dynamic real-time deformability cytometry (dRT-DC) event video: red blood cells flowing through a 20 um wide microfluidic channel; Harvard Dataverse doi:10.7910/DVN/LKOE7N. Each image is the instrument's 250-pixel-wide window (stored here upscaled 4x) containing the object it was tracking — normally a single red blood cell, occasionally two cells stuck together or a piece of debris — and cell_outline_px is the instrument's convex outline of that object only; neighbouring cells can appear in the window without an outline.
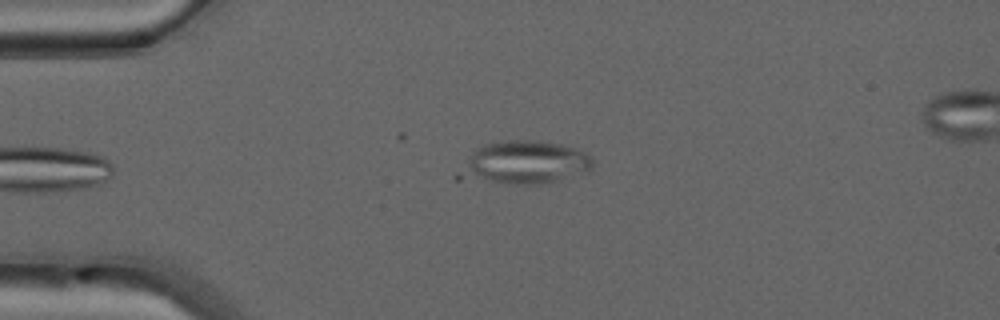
{"species": "common noctule bat (a hibernating species)", "species_latin": "Nyctalus noctula", "temperature_condition": "warm", "stored_images_in_passage": 9, "camera_frame_rate_fps": 3000, "um_per_image_px": 0.085, "animal": {"sex": "male", "forearm_length_mm": 52.5}, "frame": {"image": 1, "passage_image": 1, "time_ms": 0.0, "image_size_px": [1000, 320], "cell_outline_px": [[592, 168], [588, 172], [548, 184], [508, 184], [456, 180], [452, 176], [476, 148], [484, 144], [504, 140], [540, 140], [560, 144], [576, 148], [584, 152], [592, 160]], "centroid_in_image_um": [44.49, 13.85], "position_along_channel_um": 40.5, "area_um2": 34.51}}